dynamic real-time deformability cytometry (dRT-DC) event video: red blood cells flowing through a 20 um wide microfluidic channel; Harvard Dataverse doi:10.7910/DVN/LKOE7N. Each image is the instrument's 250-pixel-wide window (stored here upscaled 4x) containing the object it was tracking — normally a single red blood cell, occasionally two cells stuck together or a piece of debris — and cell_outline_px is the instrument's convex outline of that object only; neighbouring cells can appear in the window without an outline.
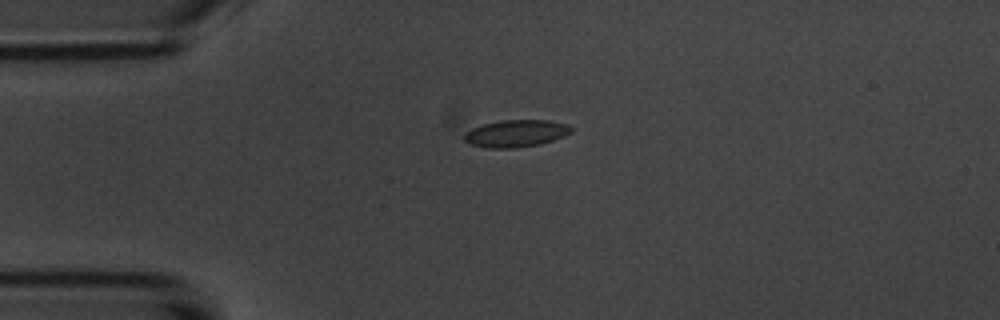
{"species": "common noctule bat (a hibernating species)", "species_latin": "Nyctalus noctula", "temperature_condition": "room temperature", "stored_images_in_passage": 2, "camera_frame_rate_fps": 3000, "um_per_image_px": 0.085, "animal": {"sex": "male", "body_mass_g": 20.1, "forearm_length_mm": 53.5}, "frame": {"image": 1, "passage_image": 1, "time_ms": 0.0, "image_size_px": [1000, 320], "cell_outline_px": [[572, 132], [564, 136], [540, 144], [512, 148], [488, 148], [468, 144], [464, 140], [464, 136], [472, 128], [484, 124], [500, 120], [552, 120], [568, 124], [572, 128]], "centroid_in_image_um": [43.88, 11.34], "position_along_channel_um": 41.1, "area_um2": 16.94}}